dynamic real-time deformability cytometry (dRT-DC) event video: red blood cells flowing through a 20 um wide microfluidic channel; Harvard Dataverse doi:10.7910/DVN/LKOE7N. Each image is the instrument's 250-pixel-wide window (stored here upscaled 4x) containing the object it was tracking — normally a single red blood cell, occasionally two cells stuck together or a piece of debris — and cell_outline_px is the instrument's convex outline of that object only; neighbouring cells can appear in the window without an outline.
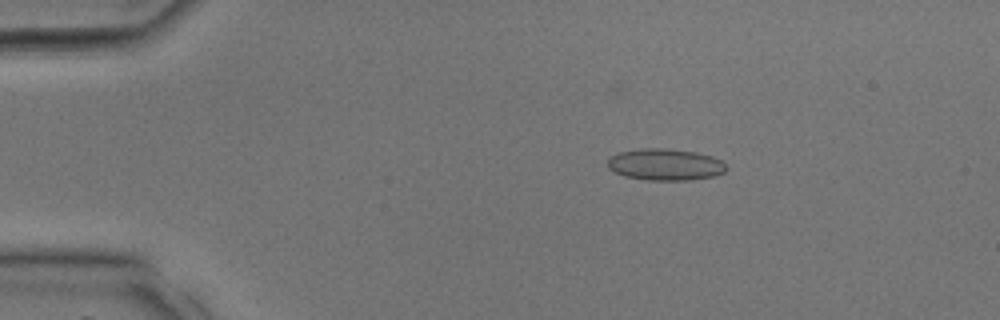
{"species": "common noctule bat (a hibernating species)", "species_latin": "Nyctalus noctula", "temperature_condition": "room temperature", "stored_images_in_passage": 34, "camera_frame_rate_fps": 3000, "um_per_image_px": 0.085, "animal": {"sex": "male", "body_mass_g": 17.9, "forearm_length_mm": 54.2}, "frame": {"image": 1, "passage_image": 6, "time_ms": 1.667, "image_size_px": [1000, 320], "cell_outline_px": [[728, 168], [724, 172], [716, 176], [692, 180], [644, 180], [624, 176], [608, 168], [608, 160], [612, 156], [620, 152], [640, 148], [664, 148], [696, 152], [712, 156], [720, 160]], "centroid_in_image_um": [56.57, 13.99], "position_along_channel_um": 28.4, "area_um2": 21.96}}
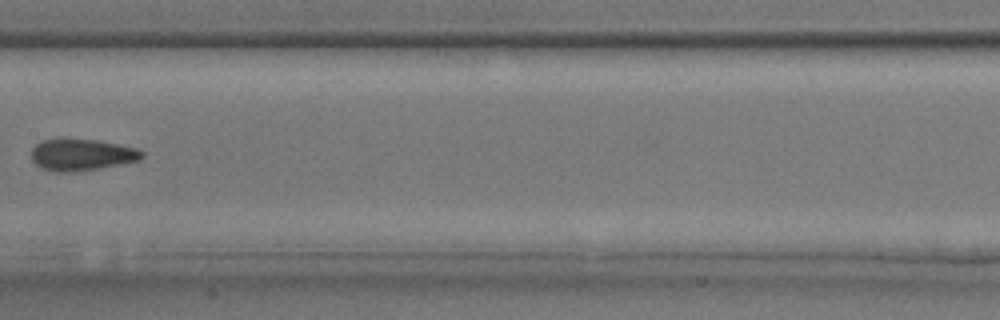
{"frame": {"image": 2, "passage_image": 18, "time_ms": 5.667, "image_size_px": [1000, 320], "cell_outline_px": [[144, 156], [140, 160], [120, 164], [96, 168], [68, 172], [52, 172], [40, 168], [32, 160], [32, 148], [40, 140], [60, 136], [100, 140], [120, 144], [136, 148], [144, 152]], "centroid_in_image_um": [6.89, 13.1], "position_along_channel_um": 200.5, "area_um2": 21.04}}
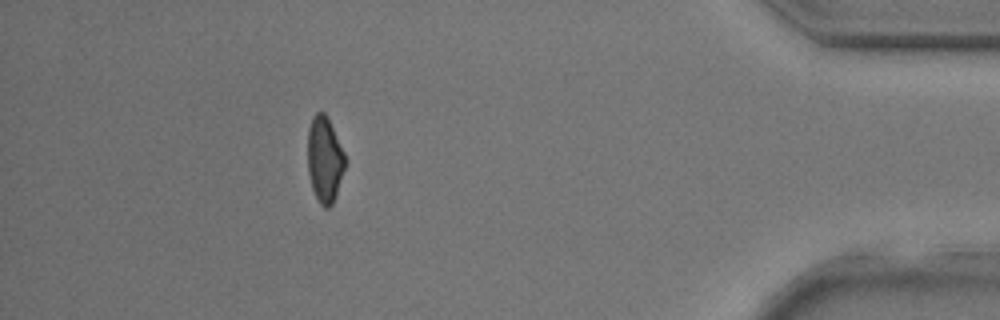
{"frame": {"image": 3, "passage_image": 31, "time_ms": 10.0, "image_size_px": [1000, 320], "cell_outline_px": [[344, 168], [336, 196], [332, 204], [328, 208], [324, 208], [320, 204], [312, 188], [308, 172], [308, 128], [312, 116], [316, 112], [324, 112], [344, 152]], "centroid_in_image_um": [27.57, 13.57], "position_along_channel_um": 407.6, "area_um2": 18.38}}